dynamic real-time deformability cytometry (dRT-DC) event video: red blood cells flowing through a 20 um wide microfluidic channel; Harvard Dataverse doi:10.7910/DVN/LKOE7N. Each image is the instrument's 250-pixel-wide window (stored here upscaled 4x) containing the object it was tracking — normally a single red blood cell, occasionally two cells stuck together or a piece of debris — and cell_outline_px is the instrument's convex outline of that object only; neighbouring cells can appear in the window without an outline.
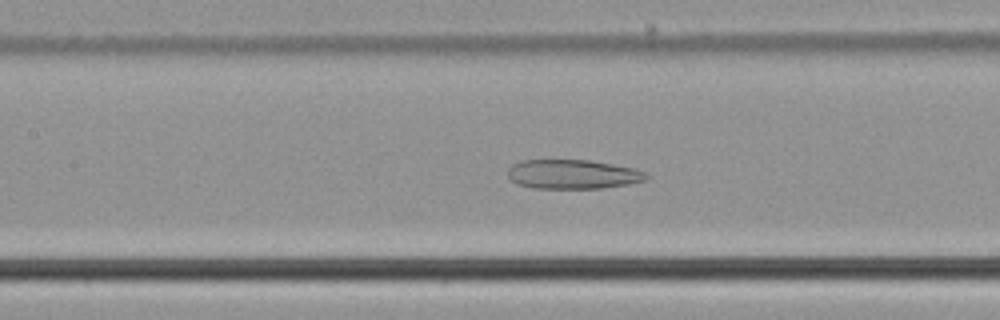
{"species": "common noctule bat (a hibernating species)", "species_latin": "Nyctalus noctula", "temperature_condition": "cold", "stored_images_in_passage": 42, "camera_frame_rate_fps": 3000, "um_per_image_px": 0.085, "animal": {"sex": "male", "body_mass_g": 21.5, "forearm_length_mm": 52.0}, "frame": {"image": 1, "passage_image": 13, "time_ms": 4.0, "image_size_px": [1000, 320], "cell_outline_px": [[652, 176], [648, 180], [628, 184], [600, 188], [532, 188], [516, 184], [508, 180], [508, 168], [512, 164], [520, 160], [588, 160], [612, 164], [632, 168], [644, 172]], "centroid_in_image_um": [48.65, 14.81], "position_along_channel_um": 158.7, "area_um2": 23.81}}
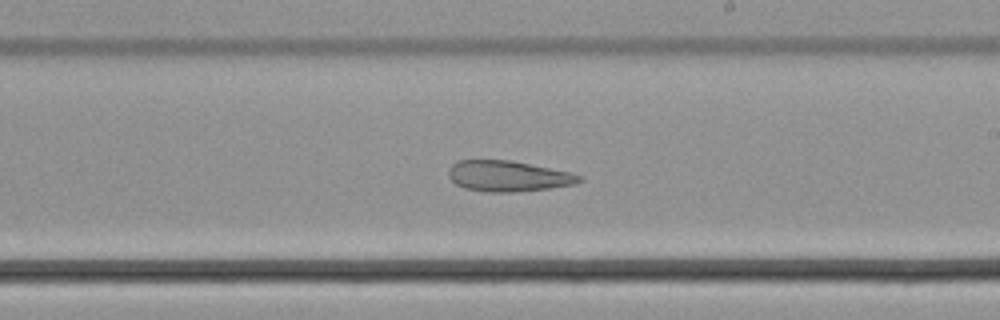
{"frame": {"image": 2, "passage_image": 20, "time_ms": 6.333, "image_size_px": [1000, 320], "cell_outline_px": [[584, 180], [576, 184], [548, 188], [516, 192], [488, 192], [464, 188], [456, 184], [448, 176], [448, 172], [452, 164], [460, 160], [508, 160], [568, 172], [584, 176]], "centroid_in_image_um": [43.19, 14.98], "position_along_channel_um": 245.8, "area_um2": 23.24}}
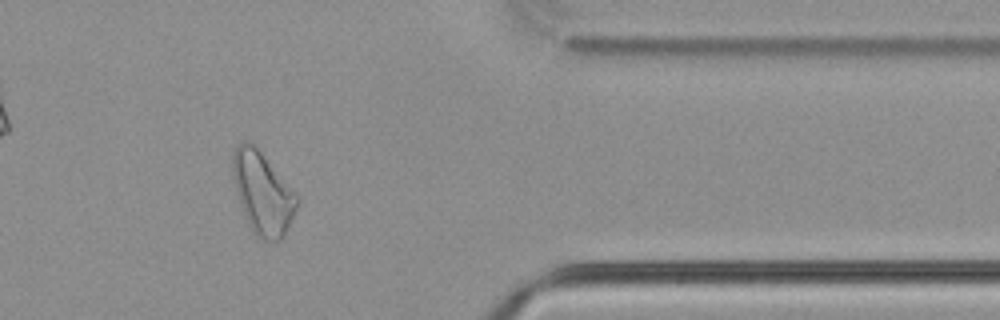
{"frame": {"image": 3, "passage_image": 33, "time_ms": 10.667, "image_size_px": [1000, 320], "cell_outline_px": [[300, 200], [284, 236], [280, 240], [264, 240], [256, 236], [252, 232], [244, 216], [236, 192], [232, 176], [232, 156], [240, 140], [252, 140], [300, 196]], "centroid_in_image_um": [22.32, 16.36], "position_along_channel_um": 389.1, "area_um2": 31.44}, "authors_computed_cell_mechanics": {"area_um2": 27.3683, "velocity_mm_per_s": 3.7419, "shape_relaxation_time_tau1_ms": null, "shape_relaxation_time_tau2_ms": 8.8296, "deformation_change_tau1": null, "deformation_change_tau2": 0.2177}}